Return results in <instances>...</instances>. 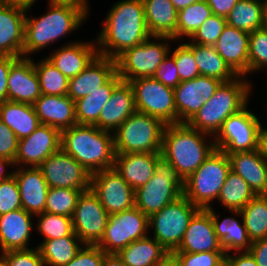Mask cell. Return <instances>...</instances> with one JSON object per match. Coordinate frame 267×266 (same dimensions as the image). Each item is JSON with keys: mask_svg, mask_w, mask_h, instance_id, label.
<instances>
[{"mask_svg": "<svg viewBox=\"0 0 267 266\" xmlns=\"http://www.w3.org/2000/svg\"><path fill=\"white\" fill-rule=\"evenodd\" d=\"M108 11L96 40L98 55L116 59L126 49L152 37L143 0H121Z\"/></svg>", "mask_w": 267, "mask_h": 266, "instance_id": "obj_1", "label": "cell"}, {"mask_svg": "<svg viewBox=\"0 0 267 266\" xmlns=\"http://www.w3.org/2000/svg\"><path fill=\"white\" fill-rule=\"evenodd\" d=\"M49 10L41 17L25 16L23 57L45 49L61 37L77 30L89 12L77 4L49 1Z\"/></svg>", "mask_w": 267, "mask_h": 266, "instance_id": "obj_2", "label": "cell"}, {"mask_svg": "<svg viewBox=\"0 0 267 266\" xmlns=\"http://www.w3.org/2000/svg\"><path fill=\"white\" fill-rule=\"evenodd\" d=\"M95 125L76 124L61 131L60 148L80 163L89 174L113 168V133Z\"/></svg>", "mask_w": 267, "mask_h": 266, "instance_id": "obj_3", "label": "cell"}, {"mask_svg": "<svg viewBox=\"0 0 267 266\" xmlns=\"http://www.w3.org/2000/svg\"><path fill=\"white\" fill-rule=\"evenodd\" d=\"M209 134L189 127L186 123L166 124L161 155L186 179L216 149Z\"/></svg>", "mask_w": 267, "mask_h": 266, "instance_id": "obj_4", "label": "cell"}, {"mask_svg": "<svg viewBox=\"0 0 267 266\" xmlns=\"http://www.w3.org/2000/svg\"><path fill=\"white\" fill-rule=\"evenodd\" d=\"M245 78L238 76L222 82L215 94L186 123L189 127L209 134L214 139L223 122L231 115L240 112L248 105L249 94L253 85Z\"/></svg>", "mask_w": 267, "mask_h": 266, "instance_id": "obj_5", "label": "cell"}, {"mask_svg": "<svg viewBox=\"0 0 267 266\" xmlns=\"http://www.w3.org/2000/svg\"><path fill=\"white\" fill-rule=\"evenodd\" d=\"M165 126L161 119L136 111L113 132L115 153H161Z\"/></svg>", "mask_w": 267, "mask_h": 266, "instance_id": "obj_6", "label": "cell"}, {"mask_svg": "<svg viewBox=\"0 0 267 266\" xmlns=\"http://www.w3.org/2000/svg\"><path fill=\"white\" fill-rule=\"evenodd\" d=\"M184 188L185 179L161 156L152 178L135 190V206L149 217L182 196Z\"/></svg>", "mask_w": 267, "mask_h": 266, "instance_id": "obj_7", "label": "cell"}, {"mask_svg": "<svg viewBox=\"0 0 267 266\" xmlns=\"http://www.w3.org/2000/svg\"><path fill=\"white\" fill-rule=\"evenodd\" d=\"M231 171L229 157L223 151L214 152L201 166L185 179L183 195L199 209H208L218 199L228 173Z\"/></svg>", "mask_w": 267, "mask_h": 266, "instance_id": "obj_8", "label": "cell"}, {"mask_svg": "<svg viewBox=\"0 0 267 266\" xmlns=\"http://www.w3.org/2000/svg\"><path fill=\"white\" fill-rule=\"evenodd\" d=\"M155 40L158 41L154 42ZM170 40L174 41L167 36H152L120 54L115 60L117 73L122 81L130 82L140 77H153L160 63L170 54Z\"/></svg>", "mask_w": 267, "mask_h": 266, "instance_id": "obj_9", "label": "cell"}, {"mask_svg": "<svg viewBox=\"0 0 267 266\" xmlns=\"http://www.w3.org/2000/svg\"><path fill=\"white\" fill-rule=\"evenodd\" d=\"M199 210L184 195L148 217L153 238L169 252L181 244L190 219Z\"/></svg>", "mask_w": 267, "mask_h": 266, "instance_id": "obj_10", "label": "cell"}, {"mask_svg": "<svg viewBox=\"0 0 267 266\" xmlns=\"http://www.w3.org/2000/svg\"><path fill=\"white\" fill-rule=\"evenodd\" d=\"M129 83L133 88L137 112L157 117L165 124H178L174 88L154 77H140Z\"/></svg>", "mask_w": 267, "mask_h": 266, "instance_id": "obj_11", "label": "cell"}, {"mask_svg": "<svg viewBox=\"0 0 267 266\" xmlns=\"http://www.w3.org/2000/svg\"><path fill=\"white\" fill-rule=\"evenodd\" d=\"M247 106L240 112L229 116L214 136L217 150L226 154L236 152H250L258 149L259 118L247 110Z\"/></svg>", "mask_w": 267, "mask_h": 266, "instance_id": "obj_12", "label": "cell"}, {"mask_svg": "<svg viewBox=\"0 0 267 266\" xmlns=\"http://www.w3.org/2000/svg\"><path fill=\"white\" fill-rule=\"evenodd\" d=\"M148 216L136 206L109 215L101 241L97 244L106 254H117L133 241L148 236Z\"/></svg>", "mask_w": 267, "mask_h": 266, "instance_id": "obj_13", "label": "cell"}, {"mask_svg": "<svg viewBox=\"0 0 267 266\" xmlns=\"http://www.w3.org/2000/svg\"><path fill=\"white\" fill-rule=\"evenodd\" d=\"M90 189L109 215L135 206V190L114 167L93 173Z\"/></svg>", "mask_w": 267, "mask_h": 266, "instance_id": "obj_14", "label": "cell"}, {"mask_svg": "<svg viewBox=\"0 0 267 266\" xmlns=\"http://www.w3.org/2000/svg\"><path fill=\"white\" fill-rule=\"evenodd\" d=\"M108 218L100 200L88 189L78 198L72 217L73 231L84 245H97L104 235Z\"/></svg>", "mask_w": 267, "mask_h": 266, "instance_id": "obj_15", "label": "cell"}, {"mask_svg": "<svg viewBox=\"0 0 267 266\" xmlns=\"http://www.w3.org/2000/svg\"><path fill=\"white\" fill-rule=\"evenodd\" d=\"M49 188L90 189L91 174L61 148L38 167Z\"/></svg>", "mask_w": 267, "mask_h": 266, "instance_id": "obj_16", "label": "cell"}, {"mask_svg": "<svg viewBox=\"0 0 267 266\" xmlns=\"http://www.w3.org/2000/svg\"><path fill=\"white\" fill-rule=\"evenodd\" d=\"M221 83L219 79L202 75L180 82L174 88L178 124L187 123L205 104V101L215 94Z\"/></svg>", "mask_w": 267, "mask_h": 266, "instance_id": "obj_17", "label": "cell"}, {"mask_svg": "<svg viewBox=\"0 0 267 266\" xmlns=\"http://www.w3.org/2000/svg\"><path fill=\"white\" fill-rule=\"evenodd\" d=\"M61 132L49 125H40L32 134L18 141L14 161L16 167H39L51 154L60 149Z\"/></svg>", "mask_w": 267, "mask_h": 266, "instance_id": "obj_18", "label": "cell"}, {"mask_svg": "<svg viewBox=\"0 0 267 266\" xmlns=\"http://www.w3.org/2000/svg\"><path fill=\"white\" fill-rule=\"evenodd\" d=\"M41 95L34 61L19 57L10 67L7 100L33 105Z\"/></svg>", "mask_w": 267, "mask_h": 266, "instance_id": "obj_19", "label": "cell"}, {"mask_svg": "<svg viewBox=\"0 0 267 266\" xmlns=\"http://www.w3.org/2000/svg\"><path fill=\"white\" fill-rule=\"evenodd\" d=\"M29 8L0 3V55L23 57L25 16Z\"/></svg>", "mask_w": 267, "mask_h": 266, "instance_id": "obj_20", "label": "cell"}, {"mask_svg": "<svg viewBox=\"0 0 267 266\" xmlns=\"http://www.w3.org/2000/svg\"><path fill=\"white\" fill-rule=\"evenodd\" d=\"M117 73L116 60L97 55L77 76L69 79L67 95L76 101L105 85Z\"/></svg>", "mask_w": 267, "mask_h": 266, "instance_id": "obj_21", "label": "cell"}, {"mask_svg": "<svg viewBox=\"0 0 267 266\" xmlns=\"http://www.w3.org/2000/svg\"><path fill=\"white\" fill-rule=\"evenodd\" d=\"M224 251L214 231L211 212L199 209L190 219L183 240L173 252L200 253Z\"/></svg>", "mask_w": 267, "mask_h": 266, "instance_id": "obj_22", "label": "cell"}, {"mask_svg": "<svg viewBox=\"0 0 267 266\" xmlns=\"http://www.w3.org/2000/svg\"><path fill=\"white\" fill-rule=\"evenodd\" d=\"M250 33L226 24L214 45L218 54L238 76L249 73Z\"/></svg>", "mask_w": 267, "mask_h": 266, "instance_id": "obj_23", "label": "cell"}, {"mask_svg": "<svg viewBox=\"0 0 267 266\" xmlns=\"http://www.w3.org/2000/svg\"><path fill=\"white\" fill-rule=\"evenodd\" d=\"M22 208L34 216L45 212L49 186L38 167H18L14 171Z\"/></svg>", "mask_w": 267, "mask_h": 266, "instance_id": "obj_24", "label": "cell"}, {"mask_svg": "<svg viewBox=\"0 0 267 266\" xmlns=\"http://www.w3.org/2000/svg\"><path fill=\"white\" fill-rule=\"evenodd\" d=\"M135 112L133 88L129 82L121 81L113 89L109 101L102 108L95 126L101 130L114 132Z\"/></svg>", "mask_w": 267, "mask_h": 266, "instance_id": "obj_25", "label": "cell"}, {"mask_svg": "<svg viewBox=\"0 0 267 266\" xmlns=\"http://www.w3.org/2000/svg\"><path fill=\"white\" fill-rule=\"evenodd\" d=\"M39 122L60 132L77 124L75 101L68 95L42 94L33 104Z\"/></svg>", "mask_w": 267, "mask_h": 266, "instance_id": "obj_26", "label": "cell"}, {"mask_svg": "<svg viewBox=\"0 0 267 266\" xmlns=\"http://www.w3.org/2000/svg\"><path fill=\"white\" fill-rule=\"evenodd\" d=\"M93 41L67 43L46 58L70 79L83 71L98 55L96 40Z\"/></svg>", "mask_w": 267, "mask_h": 266, "instance_id": "obj_27", "label": "cell"}, {"mask_svg": "<svg viewBox=\"0 0 267 266\" xmlns=\"http://www.w3.org/2000/svg\"><path fill=\"white\" fill-rule=\"evenodd\" d=\"M161 153H125L115 154L114 168L134 189L145 185L155 173L156 161Z\"/></svg>", "mask_w": 267, "mask_h": 266, "instance_id": "obj_28", "label": "cell"}, {"mask_svg": "<svg viewBox=\"0 0 267 266\" xmlns=\"http://www.w3.org/2000/svg\"><path fill=\"white\" fill-rule=\"evenodd\" d=\"M32 214L23 208L0 215V250L28 249Z\"/></svg>", "mask_w": 267, "mask_h": 266, "instance_id": "obj_29", "label": "cell"}, {"mask_svg": "<svg viewBox=\"0 0 267 266\" xmlns=\"http://www.w3.org/2000/svg\"><path fill=\"white\" fill-rule=\"evenodd\" d=\"M231 171L240 175L256 195H265L267 191V161L257 150L227 154Z\"/></svg>", "mask_w": 267, "mask_h": 266, "instance_id": "obj_30", "label": "cell"}, {"mask_svg": "<svg viewBox=\"0 0 267 266\" xmlns=\"http://www.w3.org/2000/svg\"><path fill=\"white\" fill-rule=\"evenodd\" d=\"M208 210L211 212L215 234L220 240V246L225 254H228L233 250L234 252L249 251L252 241L249 239L240 211L230 212L235 214V216L237 215L238 217H241V222L234 217H226L220 221V218L217 216V213L214 212L213 207L208 208Z\"/></svg>", "mask_w": 267, "mask_h": 266, "instance_id": "obj_31", "label": "cell"}, {"mask_svg": "<svg viewBox=\"0 0 267 266\" xmlns=\"http://www.w3.org/2000/svg\"><path fill=\"white\" fill-rule=\"evenodd\" d=\"M146 24L152 36L177 40L178 11L170 0H143Z\"/></svg>", "mask_w": 267, "mask_h": 266, "instance_id": "obj_32", "label": "cell"}, {"mask_svg": "<svg viewBox=\"0 0 267 266\" xmlns=\"http://www.w3.org/2000/svg\"><path fill=\"white\" fill-rule=\"evenodd\" d=\"M0 120L18 140L26 138L41 125L33 105L10 100L0 103Z\"/></svg>", "mask_w": 267, "mask_h": 266, "instance_id": "obj_33", "label": "cell"}, {"mask_svg": "<svg viewBox=\"0 0 267 266\" xmlns=\"http://www.w3.org/2000/svg\"><path fill=\"white\" fill-rule=\"evenodd\" d=\"M122 81L116 73L105 85L101 86L88 96L75 101V116L77 124L95 125L100 117V112L109 101L113 89Z\"/></svg>", "mask_w": 267, "mask_h": 266, "instance_id": "obj_34", "label": "cell"}, {"mask_svg": "<svg viewBox=\"0 0 267 266\" xmlns=\"http://www.w3.org/2000/svg\"><path fill=\"white\" fill-rule=\"evenodd\" d=\"M192 50L200 75L213 77L222 82H229L238 75L218 54L214 46L186 43Z\"/></svg>", "mask_w": 267, "mask_h": 266, "instance_id": "obj_35", "label": "cell"}, {"mask_svg": "<svg viewBox=\"0 0 267 266\" xmlns=\"http://www.w3.org/2000/svg\"><path fill=\"white\" fill-rule=\"evenodd\" d=\"M169 251L149 236L133 241L117 255L126 266H155Z\"/></svg>", "mask_w": 267, "mask_h": 266, "instance_id": "obj_36", "label": "cell"}, {"mask_svg": "<svg viewBox=\"0 0 267 266\" xmlns=\"http://www.w3.org/2000/svg\"><path fill=\"white\" fill-rule=\"evenodd\" d=\"M83 245L79 237L73 232L70 236L45 240L37 247L45 266H65L76 256Z\"/></svg>", "mask_w": 267, "mask_h": 266, "instance_id": "obj_37", "label": "cell"}, {"mask_svg": "<svg viewBox=\"0 0 267 266\" xmlns=\"http://www.w3.org/2000/svg\"><path fill=\"white\" fill-rule=\"evenodd\" d=\"M263 17V0H239L226 17V22L251 33L263 27Z\"/></svg>", "mask_w": 267, "mask_h": 266, "instance_id": "obj_38", "label": "cell"}, {"mask_svg": "<svg viewBox=\"0 0 267 266\" xmlns=\"http://www.w3.org/2000/svg\"><path fill=\"white\" fill-rule=\"evenodd\" d=\"M255 196L248 183L240 175L230 171L217 200L229 211H241Z\"/></svg>", "mask_w": 267, "mask_h": 266, "instance_id": "obj_39", "label": "cell"}, {"mask_svg": "<svg viewBox=\"0 0 267 266\" xmlns=\"http://www.w3.org/2000/svg\"><path fill=\"white\" fill-rule=\"evenodd\" d=\"M240 213L252 242L267 237V196L256 195Z\"/></svg>", "mask_w": 267, "mask_h": 266, "instance_id": "obj_40", "label": "cell"}, {"mask_svg": "<svg viewBox=\"0 0 267 266\" xmlns=\"http://www.w3.org/2000/svg\"><path fill=\"white\" fill-rule=\"evenodd\" d=\"M212 14L213 12L205 0H198L178 10L177 40L179 41L185 36L190 38Z\"/></svg>", "mask_w": 267, "mask_h": 266, "instance_id": "obj_41", "label": "cell"}, {"mask_svg": "<svg viewBox=\"0 0 267 266\" xmlns=\"http://www.w3.org/2000/svg\"><path fill=\"white\" fill-rule=\"evenodd\" d=\"M42 94L63 96L68 93L69 79L45 57L34 63Z\"/></svg>", "mask_w": 267, "mask_h": 266, "instance_id": "obj_42", "label": "cell"}, {"mask_svg": "<svg viewBox=\"0 0 267 266\" xmlns=\"http://www.w3.org/2000/svg\"><path fill=\"white\" fill-rule=\"evenodd\" d=\"M82 192L72 188H49L45 212L72 218Z\"/></svg>", "mask_w": 267, "mask_h": 266, "instance_id": "obj_43", "label": "cell"}, {"mask_svg": "<svg viewBox=\"0 0 267 266\" xmlns=\"http://www.w3.org/2000/svg\"><path fill=\"white\" fill-rule=\"evenodd\" d=\"M38 216L36 227L43 236V241L70 236L73 231L72 218L64 215L50 214L43 212Z\"/></svg>", "mask_w": 267, "mask_h": 266, "instance_id": "obj_44", "label": "cell"}, {"mask_svg": "<svg viewBox=\"0 0 267 266\" xmlns=\"http://www.w3.org/2000/svg\"><path fill=\"white\" fill-rule=\"evenodd\" d=\"M249 73L263 70L267 66V29L262 27L250 33Z\"/></svg>", "mask_w": 267, "mask_h": 266, "instance_id": "obj_45", "label": "cell"}, {"mask_svg": "<svg viewBox=\"0 0 267 266\" xmlns=\"http://www.w3.org/2000/svg\"><path fill=\"white\" fill-rule=\"evenodd\" d=\"M226 24L225 17L212 14L190 37L189 41L194 44L214 46Z\"/></svg>", "mask_w": 267, "mask_h": 266, "instance_id": "obj_46", "label": "cell"}, {"mask_svg": "<svg viewBox=\"0 0 267 266\" xmlns=\"http://www.w3.org/2000/svg\"><path fill=\"white\" fill-rule=\"evenodd\" d=\"M172 52L170 55L176 63L180 82L200 76L193 50L185 42L178 45Z\"/></svg>", "mask_w": 267, "mask_h": 266, "instance_id": "obj_47", "label": "cell"}, {"mask_svg": "<svg viewBox=\"0 0 267 266\" xmlns=\"http://www.w3.org/2000/svg\"><path fill=\"white\" fill-rule=\"evenodd\" d=\"M180 266H221L225 263L224 251H209L200 253L173 252Z\"/></svg>", "mask_w": 267, "mask_h": 266, "instance_id": "obj_48", "label": "cell"}, {"mask_svg": "<svg viewBox=\"0 0 267 266\" xmlns=\"http://www.w3.org/2000/svg\"><path fill=\"white\" fill-rule=\"evenodd\" d=\"M22 208L19 187L14 175L0 183V215Z\"/></svg>", "mask_w": 267, "mask_h": 266, "instance_id": "obj_49", "label": "cell"}, {"mask_svg": "<svg viewBox=\"0 0 267 266\" xmlns=\"http://www.w3.org/2000/svg\"><path fill=\"white\" fill-rule=\"evenodd\" d=\"M8 266H45L38 247L1 253Z\"/></svg>", "mask_w": 267, "mask_h": 266, "instance_id": "obj_50", "label": "cell"}, {"mask_svg": "<svg viewBox=\"0 0 267 266\" xmlns=\"http://www.w3.org/2000/svg\"><path fill=\"white\" fill-rule=\"evenodd\" d=\"M106 253L97 245H83L65 266H102Z\"/></svg>", "mask_w": 267, "mask_h": 266, "instance_id": "obj_51", "label": "cell"}, {"mask_svg": "<svg viewBox=\"0 0 267 266\" xmlns=\"http://www.w3.org/2000/svg\"><path fill=\"white\" fill-rule=\"evenodd\" d=\"M153 77L171 88H175L180 84L177 66L171 55L168 54L164 61L160 63Z\"/></svg>", "mask_w": 267, "mask_h": 266, "instance_id": "obj_52", "label": "cell"}, {"mask_svg": "<svg viewBox=\"0 0 267 266\" xmlns=\"http://www.w3.org/2000/svg\"><path fill=\"white\" fill-rule=\"evenodd\" d=\"M18 141L15 133L0 120V157L14 162L18 151Z\"/></svg>", "mask_w": 267, "mask_h": 266, "instance_id": "obj_53", "label": "cell"}, {"mask_svg": "<svg viewBox=\"0 0 267 266\" xmlns=\"http://www.w3.org/2000/svg\"><path fill=\"white\" fill-rule=\"evenodd\" d=\"M19 57L0 55V103L7 100L8 75L11 65Z\"/></svg>", "mask_w": 267, "mask_h": 266, "instance_id": "obj_54", "label": "cell"}, {"mask_svg": "<svg viewBox=\"0 0 267 266\" xmlns=\"http://www.w3.org/2000/svg\"><path fill=\"white\" fill-rule=\"evenodd\" d=\"M234 253L236 256L230 253L225 255V263L227 266H258L255 258L249 251Z\"/></svg>", "mask_w": 267, "mask_h": 266, "instance_id": "obj_55", "label": "cell"}, {"mask_svg": "<svg viewBox=\"0 0 267 266\" xmlns=\"http://www.w3.org/2000/svg\"><path fill=\"white\" fill-rule=\"evenodd\" d=\"M249 252L255 258L258 266H267V237L252 242Z\"/></svg>", "mask_w": 267, "mask_h": 266, "instance_id": "obj_56", "label": "cell"}, {"mask_svg": "<svg viewBox=\"0 0 267 266\" xmlns=\"http://www.w3.org/2000/svg\"><path fill=\"white\" fill-rule=\"evenodd\" d=\"M213 14L227 17L239 0H205Z\"/></svg>", "mask_w": 267, "mask_h": 266, "instance_id": "obj_57", "label": "cell"}, {"mask_svg": "<svg viewBox=\"0 0 267 266\" xmlns=\"http://www.w3.org/2000/svg\"><path fill=\"white\" fill-rule=\"evenodd\" d=\"M258 151L260 152V155L267 161V128L264 129L262 123H260L259 128Z\"/></svg>", "mask_w": 267, "mask_h": 266, "instance_id": "obj_58", "label": "cell"}, {"mask_svg": "<svg viewBox=\"0 0 267 266\" xmlns=\"http://www.w3.org/2000/svg\"><path fill=\"white\" fill-rule=\"evenodd\" d=\"M9 165L15 167L13 161H11L9 159H6V158L0 157V183L3 180H7V179L11 178L14 175V172H9V173L5 172L6 166H9Z\"/></svg>", "mask_w": 267, "mask_h": 266, "instance_id": "obj_59", "label": "cell"}, {"mask_svg": "<svg viewBox=\"0 0 267 266\" xmlns=\"http://www.w3.org/2000/svg\"><path fill=\"white\" fill-rule=\"evenodd\" d=\"M155 266H180L177 256L168 252Z\"/></svg>", "mask_w": 267, "mask_h": 266, "instance_id": "obj_60", "label": "cell"}, {"mask_svg": "<svg viewBox=\"0 0 267 266\" xmlns=\"http://www.w3.org/2000/svg\"><path fill=\"white\" fill-rule=\"evenodd\" d=\"M102 266H126L117 254H106Z\"/></svg>", "mask_w": 267, "mask_h": 266, "instance_id": "obj_61", "label": "cell"}, {"mask_svg": "<svg viewBox=\"0 0 267 266\" xmlns=\"http://www.w3.org/2000/svg\"><path fill=\"white\" fill-rule=\"evenodd\" d=\"M36 0H0L1 4L19 5L25 8H31Z\"/></svg>", "mask_w": 267, "mask_h": 266, "instance_id": "obj_62", "label": "cell"}, {"mask_svg": "<svg viewBox=\"0 0 267 266\" xmlns=\"http://www.w3.org/2000/svg\"><path fill=\"white\" fill-rule=\"evenodd\" d=\"M172 2V4L174 5V7L176 8V10H180L183 9L189 5H191L192 3L198 1V0H170Z\"/></svg>", "mask_w": 267, "mask_h": 266, "instance_id": "obj_63", "label": "cell"}, {"mask_svg": "<svg viewBox=\"0 0 267 266\" xmlns=\"http://www.w3.org/2000/svg\"><path fill=\"white\" fill-rule=\"evenodd\" d=\"M52 1L77 4V5L81 6L82 8H84L87 12L90 9L88 7L89 4H88V1L87 0H52Z\"/></svg>", "mask_w": 267, "mask_h": 266, "instance_id": "obj_64", "label": "cell"}, {"mask_svg": "<svg viewBox=\"0 0 267 266\" xmlns=\"http://www.w3.org/2000/svg\"><path fill=\"white\" fill-rule=\"evenodd\" d=\"M263 27L267 29V0H263Z\"/></svg>", "mask_w": 267, "mask_h": 266, "instance_id": "obj_65", "label": "cell"}, {"mask_svg": "<svg viewBox=\"0 0 267 266\" xmlns=\"http://www.w3.org/2000/svg\"><path fill=\"white\" fill-rule=\"evenodd\" d=\"M0 266H8L5 259L0 255Z\"/></svg>", "mask_w": 267, "mask_h": 266, "instance_id": "obj_66", "label": "cell"}]
</instances>
